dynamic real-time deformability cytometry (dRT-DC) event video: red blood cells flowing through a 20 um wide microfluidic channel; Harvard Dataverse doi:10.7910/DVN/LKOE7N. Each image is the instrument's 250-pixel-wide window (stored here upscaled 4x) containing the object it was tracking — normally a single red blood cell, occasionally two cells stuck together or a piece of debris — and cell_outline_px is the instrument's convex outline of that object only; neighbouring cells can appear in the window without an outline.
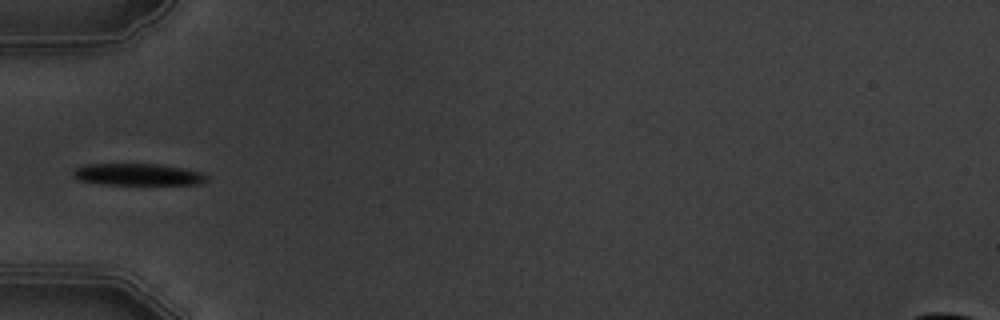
{"species": "common noctule bat (a hibernating species)", "species_latin": "Nyctalus noctula", "temperature_condition": "warm", "stored_images_in_passage": 8, "camera_frame_rate_fps": 3000, "um_per_image_px": 0.085, "animal": {"sex": "male", "body_mass_g": 19.5, "forearm_length_mm": 54.6}, "frame": {"image": 1, "passage_image": 5, "time_ms": 5.667, "image_size_px": [1000, 320], "cell_outline_px": [[208, 180], [200, 184], [104, 184], [80, 180], [72, 176], [72, 172], [76, 168], [88, 164], [156, 164], [184, 168], [200, 172], [208, 176]], "centroid_in_image_um": [11.73, 14.83], "position_along_channel_um": 73.3, "area_um2": 16.82}}
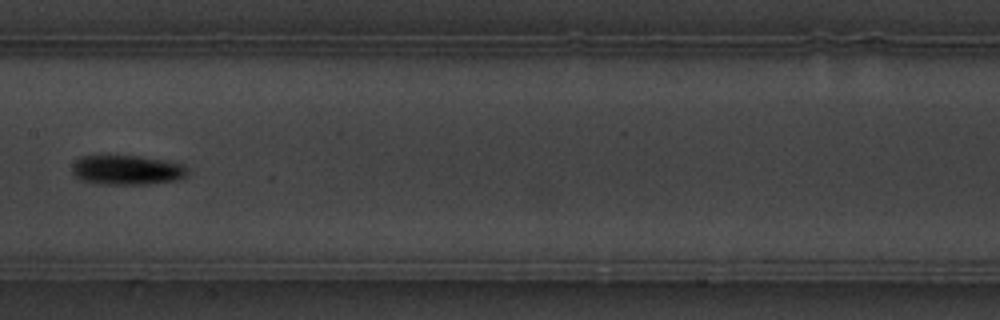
{"frame": {"image": 2, "passage_image": 8, "time_ms": 9.0, "image_size_px": [1000, 320], "cell_outline_px": [[188, 172], [184, 176], [176, 180], [144, 184], [104, 184], [80, 180], [72, 172], [72, 168], [76, 160], [80, 156], [136, 156], [164, 160], [184, 164], [188, 168]], "centroid_in_image_um": [10.79, 14.45], "position_along_channel_um": 196.6, "area_um2": 19.71}}